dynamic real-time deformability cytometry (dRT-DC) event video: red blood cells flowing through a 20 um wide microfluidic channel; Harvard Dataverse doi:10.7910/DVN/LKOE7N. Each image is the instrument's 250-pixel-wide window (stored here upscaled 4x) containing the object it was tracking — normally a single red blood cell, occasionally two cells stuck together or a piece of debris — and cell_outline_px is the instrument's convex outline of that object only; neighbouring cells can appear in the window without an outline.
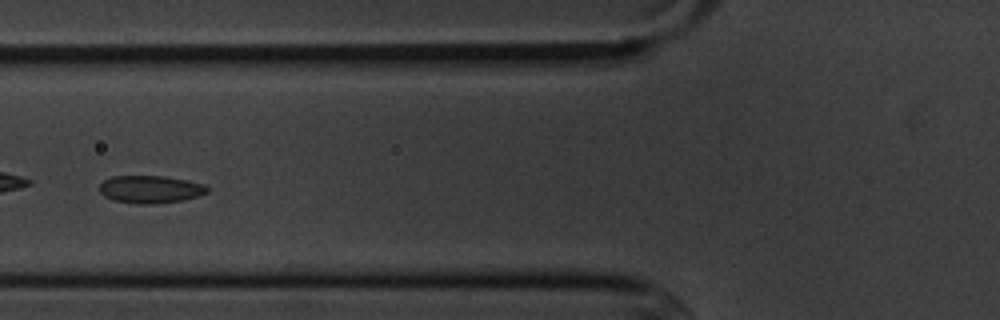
{"species": "common noctule bat (a hibernating species)", "species_latin": "Nyctalus noctula", "temperature_condition": "cold", "stored_images_in_passage": 10, "camera_frame_rate_fps": 3000, "um_per_image_px": 0.085, "animal": {"sex": "male", "body_mass_g": 20.1, "forearm_length_mm": 53.5}, "frame": {"image": 1, "passage_image": 5, "time_ms": 4.667, "image_size_px": [1000, 320], "cell_outline_px": [[208, 192], [200, 196], [184, 200], [152, 204], [132, 204], [112, 200], [104, 196], [100, 192], [100, 184], [104, 180], [112, 176], [164, 176], [204, 184], [208, 188]], "centroid_in_image_um": [12.77, 16.1], "position_along_channel_um": 113.0, "area_um2": 17.46}}
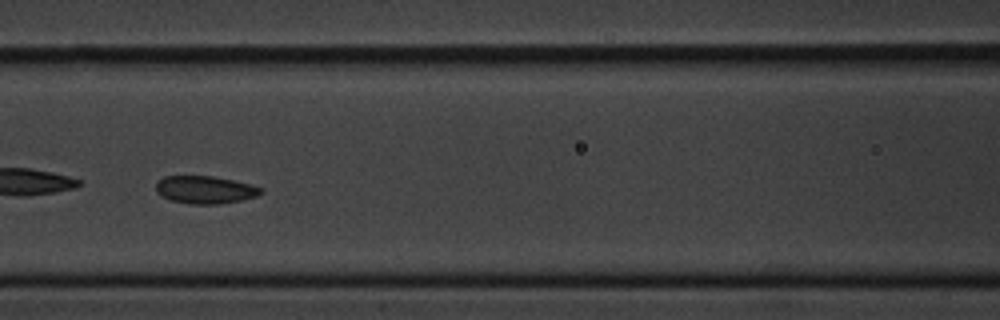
{"frame": {"image": 2, "passage_image": 6, "time_ms": 5.667, "image_size_px": [1000, 320], "cell_outline_px": [[264, 192], [256, 196], [240, 200], [216, 204], [188, 204], [172, 200], [156, 192], [156, 184], [164, 176], [216, 176], [264, 188]], "centroid_in_image_um": [17.45, 16.12], "position_along_channel_um": 149.2, "area_um2": 16.76}}
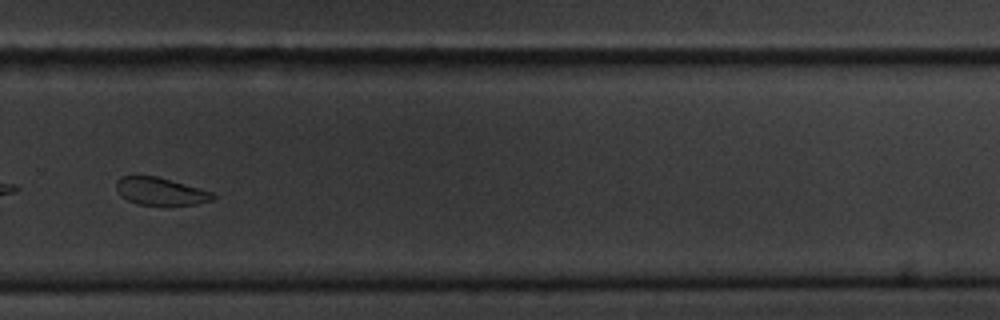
{"frame": {"image": 3, "passage_image": 10, "time_ms": 10.333, "image_size_px": [1000, 320], "cell_outline_px": [[216, 196], [212, 200], [196, 204], [136, 204], [120, 196], [116, 188], [116, 180], [120, 176], [156, 176], [216, 192]], "centroid_in_image_um": [13.65, 16.25], "position_along_channel_um": 316.1, "area_um2": 15.49}}